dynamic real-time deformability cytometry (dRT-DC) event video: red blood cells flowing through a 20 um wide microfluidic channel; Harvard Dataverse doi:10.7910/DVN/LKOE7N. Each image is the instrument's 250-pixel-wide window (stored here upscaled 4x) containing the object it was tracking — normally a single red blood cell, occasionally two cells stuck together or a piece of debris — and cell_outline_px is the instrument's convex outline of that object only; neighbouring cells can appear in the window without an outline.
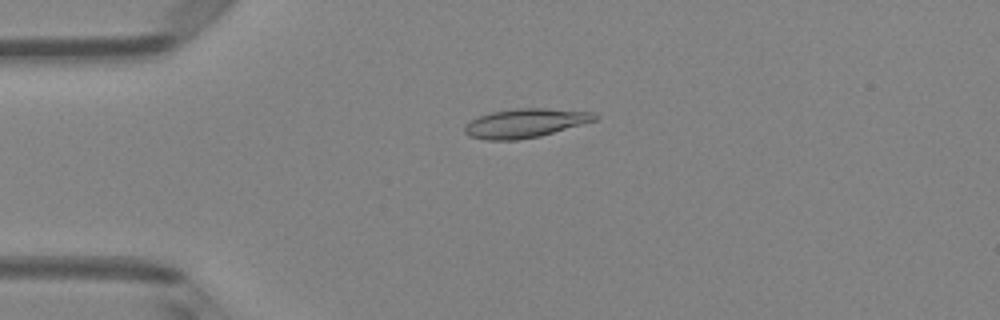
{"species": "Egyptian fruit bat (a non-hibernating species)", "species_latin": "Rousettus aegyptiacus", "temperature_condition": "room temperature", "stored_images_in_passage": 45, "camera_frame_rate_fps": 3000, "um_per_image_px": 0.085, "animal": {"sex": "female"}, "frame": {"image": 1, "passage_image": 8, "time_ms": 2.333, "image_size_px": [1000, 320], "cell_outline_px": [[596, 120], [540, 136], [516, 140], [484, 140], [468, 136], [464, 132], [464, 124], [480, 116], [492, 112], [516, 108], [548, 108], [592, 112], [596, 116]], "centroid_in_image_um": [44.59, 10.47], "position_along_channel_um": 40.4, "area_um2": 21.85}}
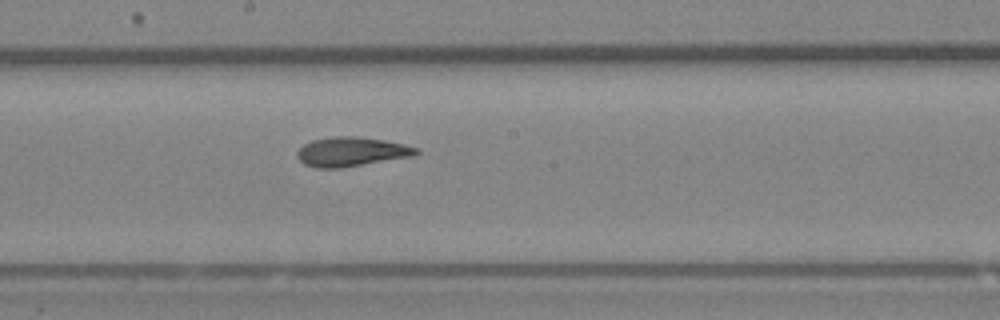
{"frame": {"image": 2, "passage_image": 23, "time_ms": 7.333, "image_size_px": [1000, 320], "cell_outline_px": [[420, 152], [416, 156], [340, 168], [316, 168], [304, 164], [296, 156], [296, 152], [304, 144], [312, 140], [332, 136], [356, 136], [384, 140], [404, 144], [420, 148]], "centroid_in_image_um": [29.9, 12.9], "position_along_channel_um": 218.3, "area_um2": 20.58}}
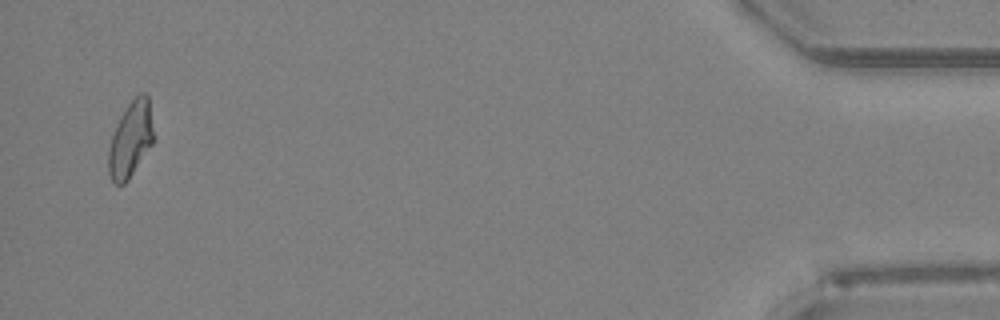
{"frame": {"image": 3, "passage_image": 44, "time_ms": 14.333, "image_size_px": [1000, 320], "cell_outline_px": [[152, 144], [128, 180], [124, 184], [116, 184], [112, 180], [108, 172], [108, 148], [112, 136], [120, 116], [128, 104], [140, 92], [144, 92], [148, 96], [152, 128]], "centroid_in_image_um": [11.07, 11.86], "position_along_channel_um": 424.1, "area_um2": 19.48}, "authors_computed_cell_mechanics": {"area_um2": 20.23, "velocity_mm_per_s": 4.1267, "shape_relaxation_time_tau1_ms": 3.506, "shape_relaxation_time_tau2_ms": 2.1469, "deformation_change_tau1": 0.1484, "deformation_change_tau2": 0.0906}}